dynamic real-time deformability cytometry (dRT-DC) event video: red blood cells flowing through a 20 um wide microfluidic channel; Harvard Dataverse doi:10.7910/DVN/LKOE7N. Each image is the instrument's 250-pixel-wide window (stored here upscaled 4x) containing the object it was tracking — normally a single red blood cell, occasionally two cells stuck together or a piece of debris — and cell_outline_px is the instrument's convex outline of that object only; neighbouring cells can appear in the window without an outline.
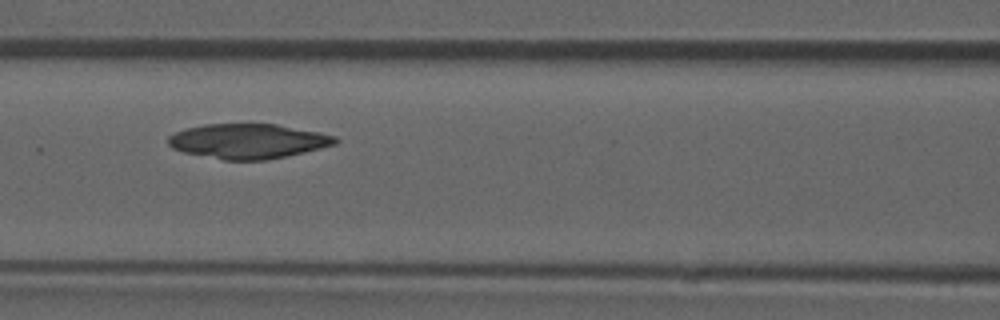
{"species": "common noctule bat (a hibernating species)", "species_latin": "Nyctalus noctula", "temperature_condition": "room temperature", "stored_images_in_passage": 53, "camera_frame_rate_fps": 3000, "um_per_image_px": 0.085, "animal": {"sex": "male", "forearm_length_mm": 52.5}, "frame": {"image": 1, "passage_image": 23, "time_ms": 7.333, "image_size_px": [1000, 320], "cell_outline_px": [[340, 140], [336, 144], [304, 152], [264, 160], [224, 160], [184, 152], [172, 148], [168, 144], [168, 136], [184, 128], [204, 124], [276, 124], [320, 132], [336, 136]], "centroid_in_image_um": [21.08, 11.99], "position_along_channel_um": 145.5, "area_um2": 33.81}}
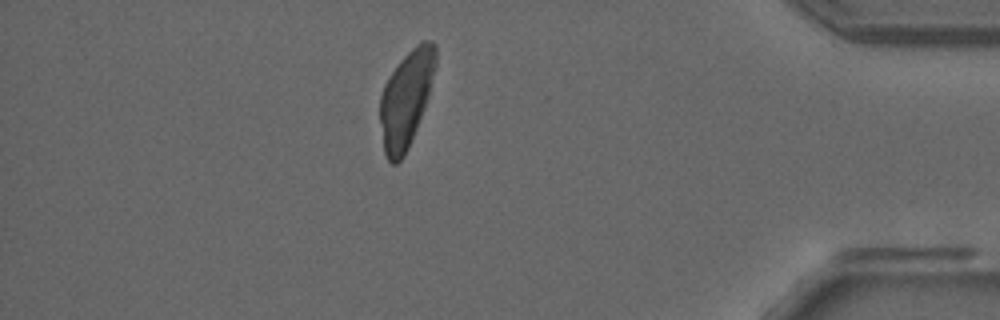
{"frame": {"image": 2, "passage_image": 46, "time_ms": 15.0, "image_size_px": [1000, 320], "cell_outline_px": [[436, 68], [428, 96], [416, 128], [408, 148], [404, 156], [396, 164], [392, 164], [388, 160], [384, 152], [380, 120], [380, 96], [384, 84], [388, 76], [400, 60], [416, 44], [424, 40], [432, 40], [436, 44]], "centroid_in_image_um": [34.52, 8.36], "position_along_channel_um": 400.7, "area_um2": 31.15}}
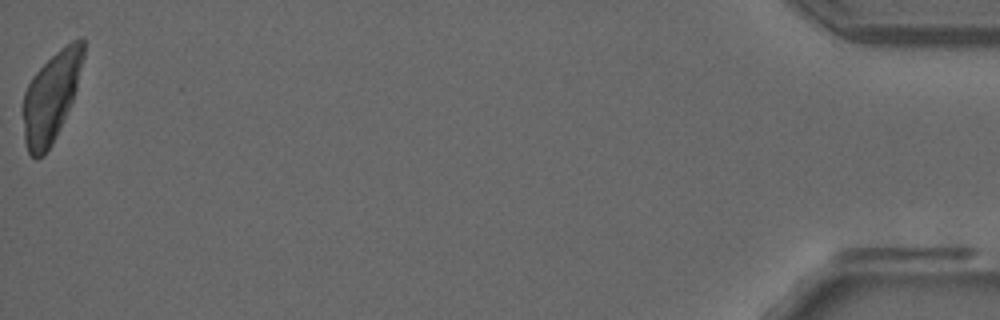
{"frame": {"image": 3, "passage_image": 53, "time_ms": 17.333, "image_size_px": [1000, 320], "cell_outline_px": [[84, 56], [76, 88], [72, 100], [60, 128], [52, 144], [44, 156], [36, 160], [28, 152], [24, 140], [20, 108], [24, 92], [32, 76], [60, 48], [72, 40], [80, 36], [84, 36]], "centroid_in_image_um": [4.3, 8.26], "position_along_channel_um": 430.9, "area_um2": 31.91}}